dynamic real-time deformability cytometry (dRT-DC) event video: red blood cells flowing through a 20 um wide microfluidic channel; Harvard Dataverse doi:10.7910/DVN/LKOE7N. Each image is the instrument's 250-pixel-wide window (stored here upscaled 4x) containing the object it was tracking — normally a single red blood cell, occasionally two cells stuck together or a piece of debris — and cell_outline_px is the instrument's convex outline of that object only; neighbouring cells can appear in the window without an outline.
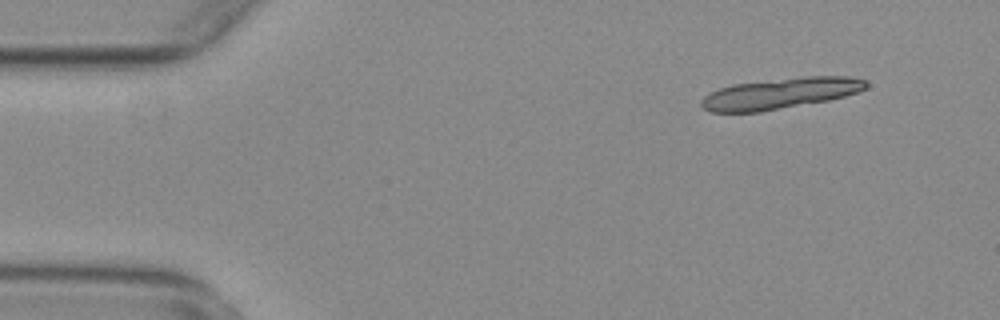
{"species": "common noctule bat (a hibernating species)", "species_latin": "Nyctalus noctula", "temperature_condition": "warm", "stored_images_in_passage": 16, "camera_frame_rate_fps": 3000, "um_per_image_px": 0.085, "animal": {"sex": "female", "body_mass_g": 29.2, "forearm_length_mm": 56.3}, "frame": {"image": 1, "passage_image": 3, "time_ms": 0.667, "image_size_px": [1000, 320], "cell_outline_px": [[868, 84], [864, 88], [856, 92], [844, 96], [828, 100], [760, 112], [712, 112], [704, 108], [700, 104], [700, 100], [704, 96], [720, 88], [732, 84], [800, 76], [848, 76], [864, 80]], "centroid_in_image_um": [66.29, 7.93], "position_along_channel_um": 18.7, "area_um2": 29.54}}